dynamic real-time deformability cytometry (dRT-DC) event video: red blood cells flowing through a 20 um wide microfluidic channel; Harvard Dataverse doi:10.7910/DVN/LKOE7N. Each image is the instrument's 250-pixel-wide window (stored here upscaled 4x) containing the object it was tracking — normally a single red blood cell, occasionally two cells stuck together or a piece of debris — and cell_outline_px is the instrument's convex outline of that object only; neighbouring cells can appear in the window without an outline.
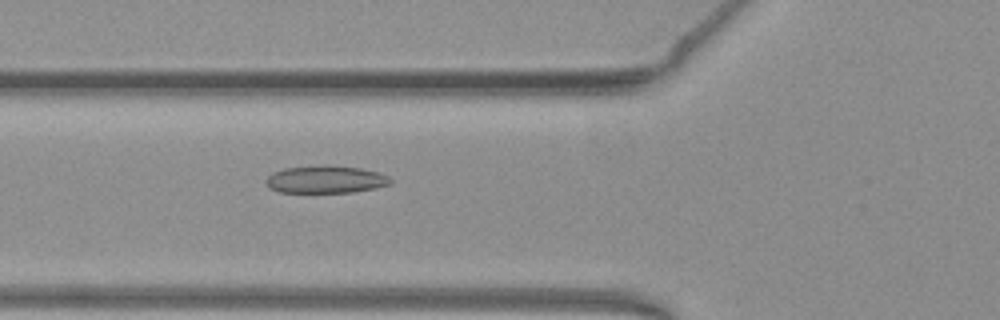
{"species": "common noctule bat (a hibernating species)", "species_latin": "Nyctalus noctula", "temperature_condition": "warm", "stored_images_in_passage": 51, "camera_frame_rate_fps": 3000, "um_per_image_px": 0.085, "animal": {"sex": "female", "body_mass_g": 19.3, "forearm_length_mm": 54.1}, "frame": {"image": 1, "passage_image": 20, "time_ms": 6.333, "image_size_px": [1000, 320], "cell_outline_px": [[392, 184], [376, 188], [352, 192], [280, 192], [268, 188], [264, 180], [272, 172], [284, 168], [324, 164], [360, 168], [376, 172], [388, 176], [392, 180]], "centroid_in_image_um": [27.65, 15.24], "position_along_channel_um": 98.1, "area_um2": 20.17}}
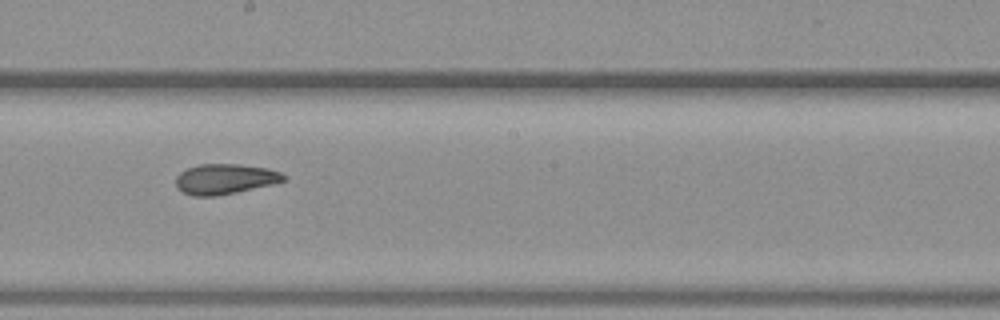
{"frame": {"image": 2, "passage_image": 30, "time_ms": 9.667, "image_size_px": [1000, 320], "cell_outline_px": [[288, 176], [284, 180], [272, 184], [236, 192], [216, 196], [192, 196], [176, 188], [176, 176], [180, 172], [188, 168], [200, 164], [240, 164], [268, 168], [280, 172]], "centroid_in_image_um": [19.11, 15.21], "position_along_channel_um": 229.1, "area_um2": 19.02}}
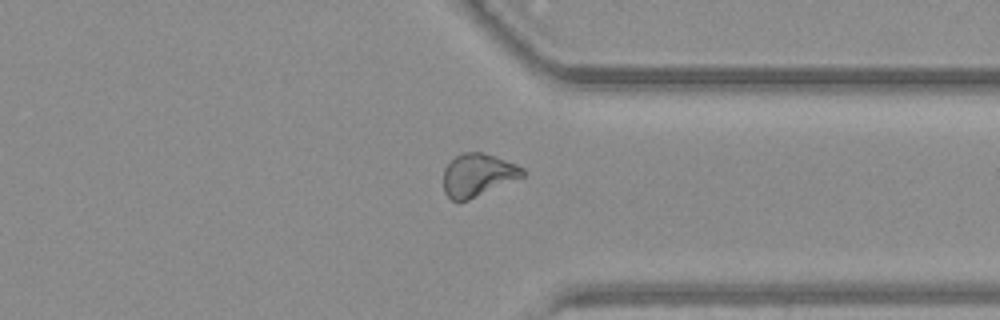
{"frame": {"image": 3, "passage_image": 41, "time_ms": 13.333, "image_size_px": [1000, 320], "cell_outline_px": [[524, 176], [468, 200], [452, 200], [444, 192], [444, 168], [456, 156], [464, 152], [480, 152], [516, 164], [524, 168]], "centroid_in_image_um": [40.6, 14.88], "position_along_channel_um": 370.8, "area_um2": 19.31}, "authors_computed_cell_mechanics": {"area_um2": 20.1144, "velocity_mm_per_s": 3.926, "shape_relaxation_time_tau1_ms": 9.1329, "shape_relaxation_time_tau2_ms": 3.9596, "deformation_change_tau1": 0.2004, "deformation_change_tau2": 0.1067}}